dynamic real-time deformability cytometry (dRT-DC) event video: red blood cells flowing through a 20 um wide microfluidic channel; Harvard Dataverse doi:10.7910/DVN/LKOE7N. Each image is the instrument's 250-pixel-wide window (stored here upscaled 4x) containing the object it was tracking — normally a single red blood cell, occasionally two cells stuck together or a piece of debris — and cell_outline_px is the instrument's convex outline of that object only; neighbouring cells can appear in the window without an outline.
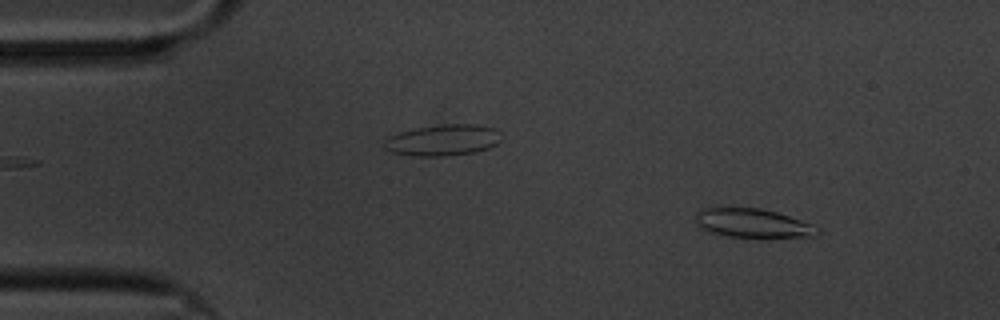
{"species": "common noctule bat (a hibernating species)", "species_latin": "Nyctalus noctula", "temperature_condition": "cold", "stored_images_in_passage": 59, "camera_frame_rate_fps": 3000, "um_per_image_px": 0.085, "animal": {"sex": "male", "body_mass_g": 20.1, "forearm_length_mm": 53.5}, "frame": {"image": 1, "passage_image": 6, "time_ms": 1.667, "image_size_px": [1000, 320], "cell_outline_px": [[820, 232], [816, 236], [728, 236], [708, 232], [700, 228], [696, 220], [696, 212], [704, 208], [760, 208], [776, 212], [812, 224], [820, 228]], "centroid_in_image_um": [63.96, 18.96], "position_along_channel_um": 21.0, "area_um2": 20.06}}
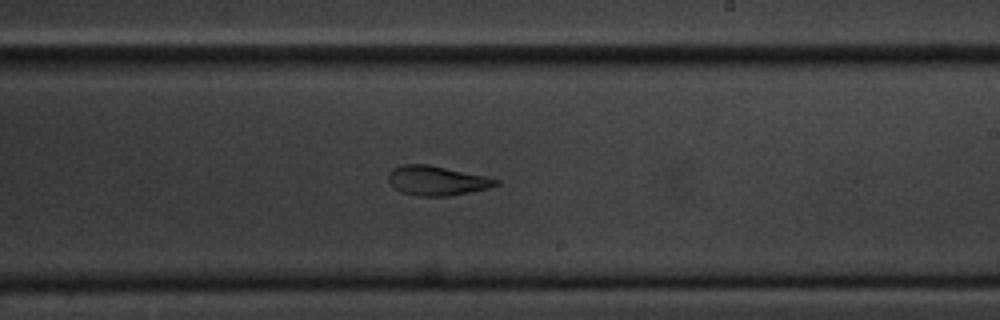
{"frame": {"image": 2, "passage_image": 34, "time_ms": 11.0, "image_size_px": [1000, 320], "cell_outline_px": [[500, 184], [488, 188], [472, 192], [448, 196], [416, 196], [400, 192], [388, 180], [388, 172], [392, 168], [404, 164], [428, 164], [484, 176], [500, 180]], "centroid_in_image_um": [37.12, 15.36], "position_along_channel_um": 251.9, "area_um2": 18.5}}
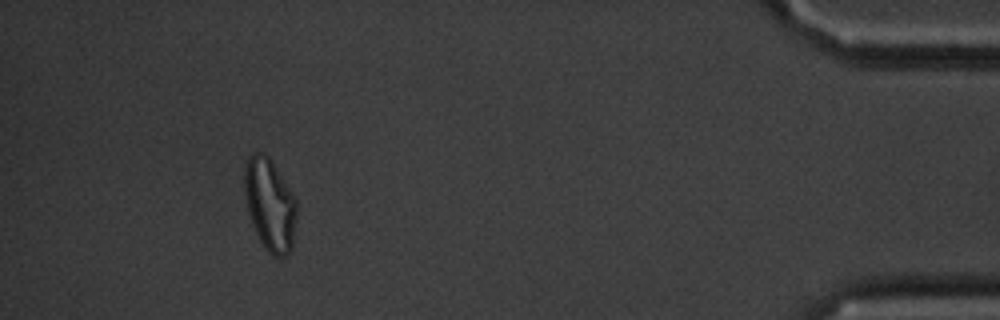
{"frame": {"image": 3, "passage_image": 54, "time_ms": 17.667, "image_size_px": [1000, 320], "cell_outline_px": [[296, 220], [292, 248], [288, 256], [272, 256], [264, 248], [256, 232], [248, 212], [244, 188], [244, 168], [248, 156], [252, 152], [260, 152], [268, 156], [272, 160], [296, 200]], "centroid_in_image_um": [22.93, 17.39], "position_along_channel_um": 412.3, "area_um2": 28.09}, "authors_computed_cell_mechanics": {"area_um2": 19.9988, "velocity_mm_per_s": 3.3126, "shape_relaxation_time_tau1_ms": null, "shape_relaxation_time_tau2_ms": 4.1718, "deformation_change_tau1": null, "deformation_change_tau2": 0.119}}